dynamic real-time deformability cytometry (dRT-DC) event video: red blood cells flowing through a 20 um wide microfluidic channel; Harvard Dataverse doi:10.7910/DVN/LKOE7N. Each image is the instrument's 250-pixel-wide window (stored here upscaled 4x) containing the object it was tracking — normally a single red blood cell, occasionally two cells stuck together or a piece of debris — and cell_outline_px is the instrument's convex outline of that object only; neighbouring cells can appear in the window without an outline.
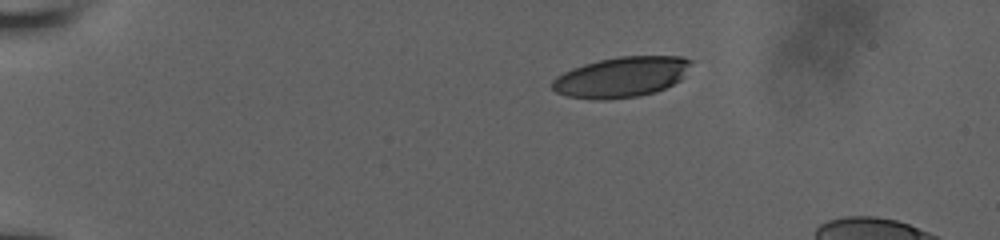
{"species": "human", "species_latin": "Homo sapiens", "temperature_condition": "room temperature", "stored_images_in_passage": 22, "camera_frame_rate_fps": 3000, "um_per_image_px": 0.085, "donor": {"sex": "male"}, "frame": {"image": 1, "passage_image": 1, "time_ms": 0.0, "image_size_px": [1000, 240], "cell_outline_px": [[692, 60], [680, 80], [656, 92], [636, 96], [604, 100], [592, 100], [568, 96], [556, 92], [552, 88], [552, 80], [556, 76], [572, 68], [584, 64], [600, 60], [620, 56], [684, 56]], "centroid_in_image_um": [52.79, 6.55], "position_along_channel_um": 32.2, "area_um2": 32.54}}
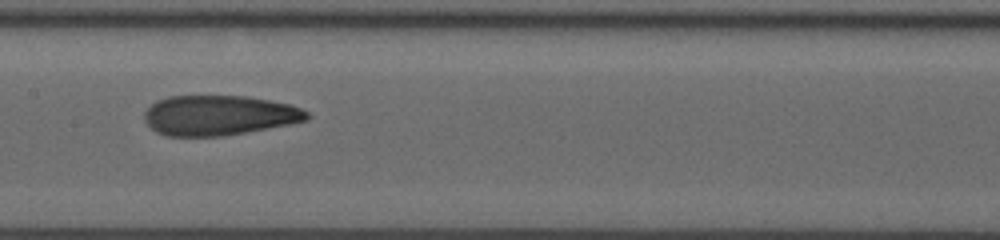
{"frame": {"image": 2, "passage_image": 13, "time_ms": 6.333, "image_size_px": [1000, 240], "cell_outline_px": [[308, 120], [288, 124], [244, 132], [220, 136], [168, 136], [156, 132], [144, 120], [144, 112], [156, 100], [168, 96], [244, 96], [268, 100], [288, 104], [300, 108], [308, 112]], "centroid_in_image_um": [18.56, 9.8], "position_along_channel_um": 188.8, "area_um2": 37.51}}
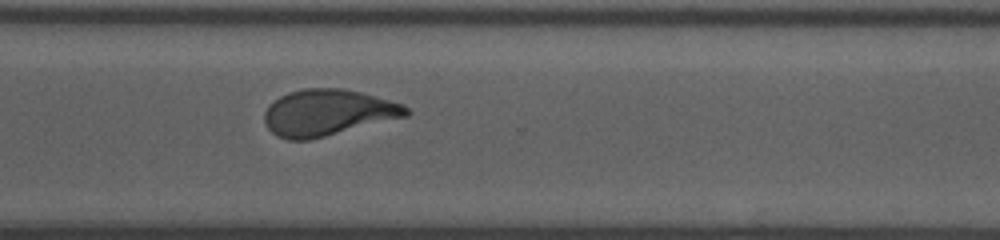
{"frame": {"image": 3, "passage_image": 22, "time_ms": 10.333, "image_size_px": [1000, 240], "cell_outline_px": [[412, 112], [408, 116], [308, 140], [288, 140], [276, 136], [264, 124], [264, 112], [268, 104], [280, 96], [288, 92], [304, 88], [340, 88], [360, 92], [404, 104]], "centroid_in_image_um": [27.84, 9.57], "position_along_channel_um": 342.8, "area_um2": 38.32}}